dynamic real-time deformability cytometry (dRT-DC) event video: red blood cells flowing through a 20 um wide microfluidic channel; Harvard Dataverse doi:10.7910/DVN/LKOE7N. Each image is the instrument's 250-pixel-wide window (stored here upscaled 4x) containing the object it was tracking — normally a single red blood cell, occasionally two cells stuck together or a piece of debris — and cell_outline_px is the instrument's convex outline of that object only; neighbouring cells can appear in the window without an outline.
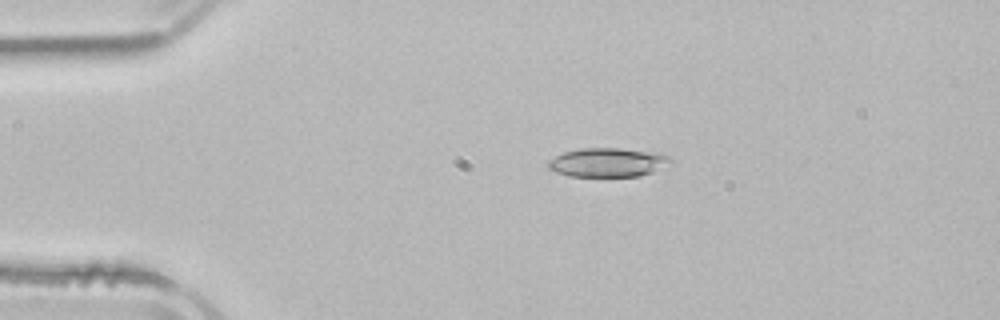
{"species": "common noctule bat (a hibernating species)", "species_latin": "Nyctalus noctula", "temperature_condition": "room temperature", "stored_images_in_passage": 2, "camera_frame_rate_fps": 3000, "um_per_image_px": 0.085, "animal": {"sex": "male", "body_mass_g": 21.5, "forearm_length_mm": 52.0}, "frame": {"image": 1, "passage_image": 1, "time_ms": 0.0, "image_size_px": [1000, 320], "cell_outline_px": [[672, 160], [652, 172], [640, 176], [568, 176], [556, 172], [548, 168], [548, 160], [564, 152], [584, 148], [620, 148], [660, 152], [668, 156]], "centroid_in_image_um": [51.64, 13.79], "position_along_channel_um": 33.4, "area_um2": 20.52}}